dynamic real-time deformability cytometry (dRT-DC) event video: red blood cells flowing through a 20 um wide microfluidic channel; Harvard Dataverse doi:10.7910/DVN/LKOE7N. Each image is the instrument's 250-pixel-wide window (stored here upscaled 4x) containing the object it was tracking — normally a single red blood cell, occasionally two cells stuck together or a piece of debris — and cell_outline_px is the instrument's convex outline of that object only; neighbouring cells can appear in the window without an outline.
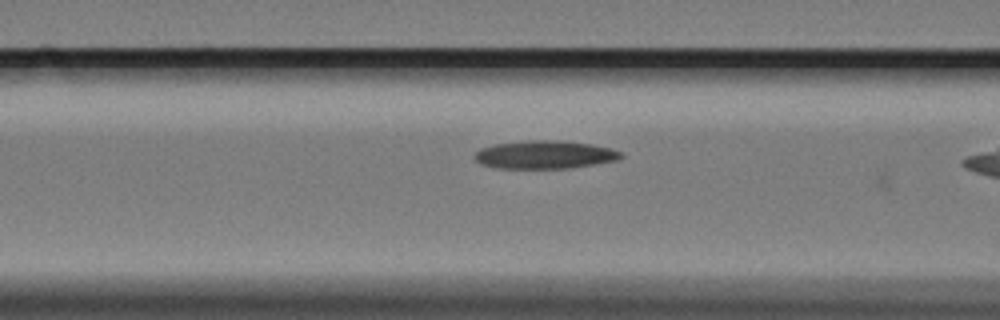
{"species": "Egyptian fruit bat (a non-hibernating species)", "species_latin": "Rousettus aegyptiacus", "temperature_condition": "cold", "stored_images_in_passage": 51, "camera_frame_rate_fps": 3000, "um_per_image_px": 0.085, "animal": {"sex": "female"}, "frame": {"image": 1, "passage_image": 27, "time_ms": 8.667, "image_size_px": [1000, 320], "cell_outline_px": [[624, 156], [620, 160], [568, 168], [496, 168], [480, 164], [472, 156], [480, 148], [496, 144], [528, 140], [560, 140], [592, 144], [608, 148], [620, 152]], "centroid_in_image_um": [46.28, 13.15], "position_along_channel_um": 120.3, "area_um2": 23.99}}
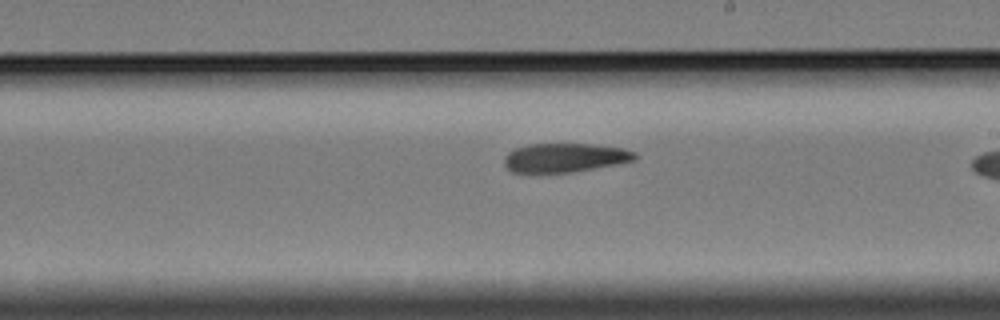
{"frame": {"image": 2, "passage_image": 38, "time_ms": 12.333, "image_size_px": [1000, 320], "cell_outline_px": [[640, 156], [636, 160], [616, 164], [572, 172], [512, 172], [504, 164], [504, 156], [508, 152], [516, 148], [528, 144], [592, 144], [624, 148], [636, 152]], "centroid_in_image_um": [48.05, 13.39], "position_along_channel_um": 240.9, "area_um2": 22.08}}
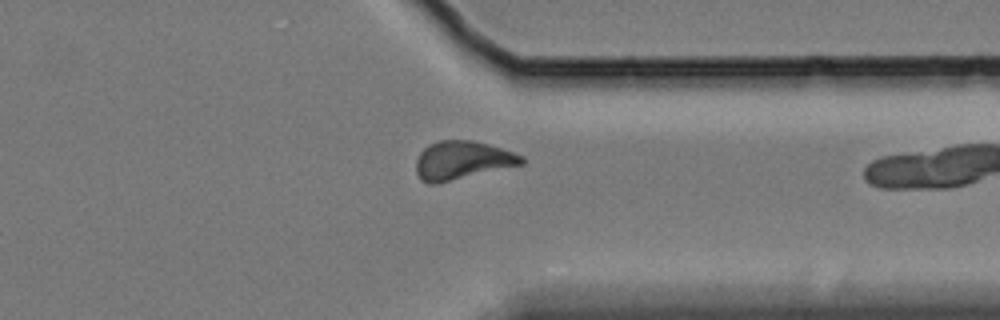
{"frame": {"image": 3, "passage_image": 50, "time_ms": 16.333, "image_size_px": [1000, 320], "cell_outline_px": [[524, 164], [436, 184], [428, 184], [420, 180], [416, 172], [416, 160], [420, 152], [428, 144], [440, 140], [472, 140], [488, 144], [524, 156]], "centroid_in_image_um": [39.26, 13.63], "position_along_channel_um": 372.1, "area_um2": 23.7}}